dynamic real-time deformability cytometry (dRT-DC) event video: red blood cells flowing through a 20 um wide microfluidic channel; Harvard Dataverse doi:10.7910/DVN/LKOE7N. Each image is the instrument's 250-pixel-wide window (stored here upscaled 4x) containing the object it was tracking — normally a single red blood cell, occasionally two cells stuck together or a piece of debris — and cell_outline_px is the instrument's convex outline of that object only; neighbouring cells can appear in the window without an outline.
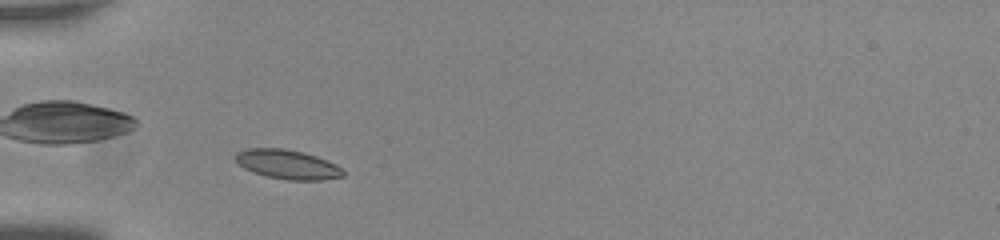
{"species": "common noctule bat (a hibernating species)", "species_latin": "Nyctalus noctula", "temperature_condition": "room temperature", "stored_images_in_passage": 39, "camera_frame_rate_fps": 3000, "um_per_image_px": 0.085, "animal": {"sex": "male", "body_mass_g": 20.0, "forearm_length_mm": 53.3}, "frame": {"image": 1, "passage_image": 2, "time_ms": 0.333, "image_size_px": [1000, 240], "cell_outline_px": [[344, 176], [320, 180], [288, 180], [268, 176], [252, 172], [244, 168], [232, 156], [236, 152], [248, 148], [284, 148], [304, 152], [316, 156], [336, 164], [344, 172]], "centroid_in_image_um": [24.41, 13.96], "position_along_channel_um": 60.6, "area_um2": 18.38}}
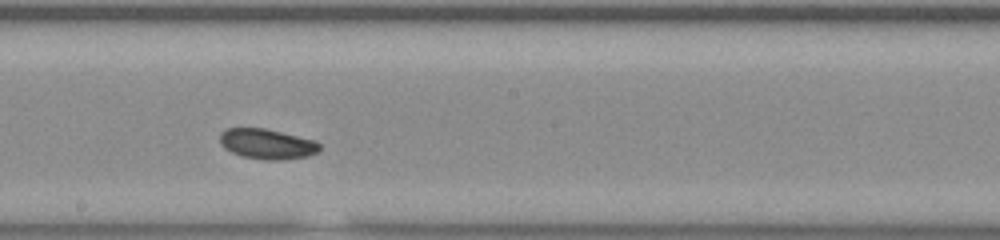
{"frame": {"image": 2, "passage_image": 16, "time_ms": 5.0, "image_size_px": [1000, 240], "cell_outline_px": [[320, 148], [316, 152], [308, 156], [284, 160], [264, 160], [240, 156], [224, 148], [220, 144], [220, 132], [224, 128], [264, 128], [316, 140], [320, 144]], "centroid_in_image_um": [22.68, 12.24], "position_along_channel_um": 225.5, "area_um2": 17.74}}
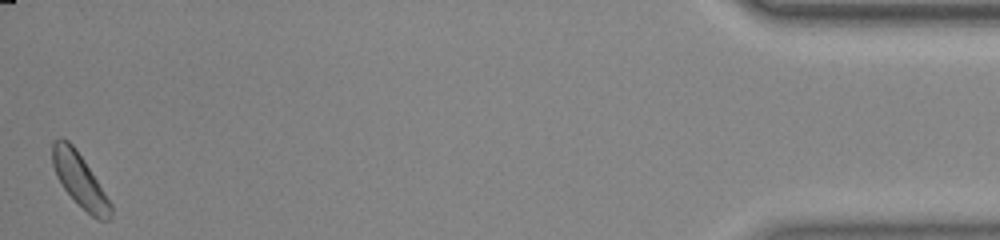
{"frame": {"image": 3, "passage_image": 39, "time_ms": 12.667, "image_size_px": [1000, 240], "cell_outline_px": [[112, 216], [108, 220], [100, 220], [92, 216], [64, 188], [56, 176], [52, 164], [52, 144], [60, 136], [68, 140], [76, 148], [84, 160], [112, 204]], "centroid_in_image_um": [6.77, 15.28], "position_along_channel_um": 428.4, "area_um2": 17.8}}